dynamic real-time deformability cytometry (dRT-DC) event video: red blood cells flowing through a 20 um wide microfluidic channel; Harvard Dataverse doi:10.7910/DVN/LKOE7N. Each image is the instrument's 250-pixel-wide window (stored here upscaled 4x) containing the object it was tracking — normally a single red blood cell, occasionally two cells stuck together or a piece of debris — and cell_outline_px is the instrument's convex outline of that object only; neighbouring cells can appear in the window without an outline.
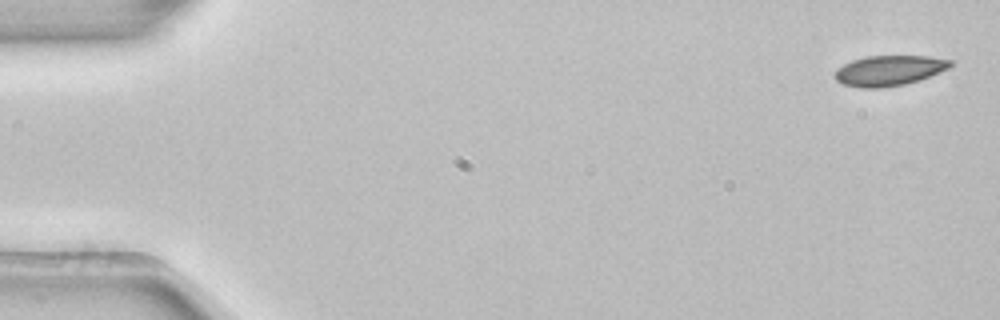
{"species": "common noctule bat (a hibernating species)", "species_latin": "Nyctalus noctula", "temperature_condition": "room temperature", "stored_images_in_passage": 5, "camera_frame_rate_fps": 3000, "um_per_image_px": 0.085, "animal": {"sex": "female", "body_mass_g": 22.7, "forearm_length_mm": 54.2}, "frame": {"image": 1, "passage_image": 1, "time_ms": 0.0, "image_size_px": [1000, 320], "cell_outline_px": [[952, 64], [948, 68], [920, 80], [904, 84], [884, 88], [860, 88], [844, 84], [836, 80], [836, 68], [852, 60], [868, 56], [928, 56], [952, 60]], "centroid_in_image_um": [75.57, 6.0], "position_along_channel_um": 9.4, "area_um2": 20.29}}
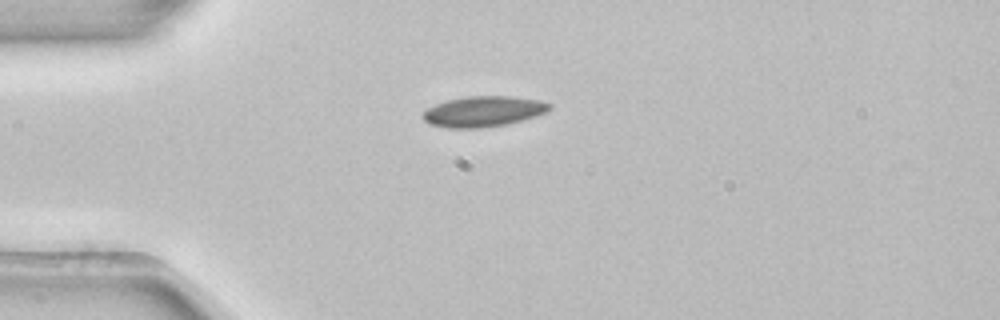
{"frame": {"image": 2, "passage_image": 4, "time_ms": 1.0, "image_size_px": [1000, 320], "cell_outline_px": [[552, 108], [536, 116], [508, 124], [484, 128], [448, 128], [428, 124], [420, 116], [428, 108], [436, 104], [448, 100], [468, 96], [512, 96], [540, 100], [552, 104]], "centroid_in_image_um": [41.09, 9.48], "position_along_channel_um": 43.9, "area_um2": 22.72}}